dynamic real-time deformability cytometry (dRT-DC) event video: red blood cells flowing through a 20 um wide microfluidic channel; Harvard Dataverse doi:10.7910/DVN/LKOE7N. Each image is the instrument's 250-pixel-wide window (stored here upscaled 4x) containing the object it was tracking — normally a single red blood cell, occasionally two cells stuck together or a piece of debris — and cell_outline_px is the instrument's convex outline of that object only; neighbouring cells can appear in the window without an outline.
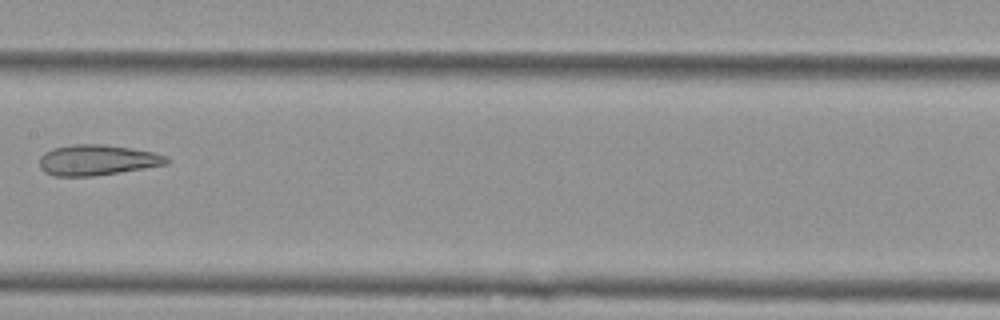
{"species": "Egyptian fruit bat (a non-hibernating species)", "species_latin": "Rousettus aegyptiacus", "temperature_condition": "cold", "stored_images_in_passage": 5, "camera_frame_rate_fps": 3000, "um_per_image_px": 0.085, "animal": {"sex": "female"}, "frame": {"image": 1, "passage_image": 4, "time_ms": 1.0, "image_size_px": [1000, 320], "cell_outline_px": [[172, 160], [168, 164], [120, 172], [92, 176], [52, 176], [44, 172], [40, 168], [40, 156], [44, 152], [52, 148], [76, 144], [104, 144], [132, 148], [152, 152], [168, 156]], "centroid_in_image_um": [8.27, 13.6], "position_along_channel_um": 199.1, "area_um2": 22.83}}
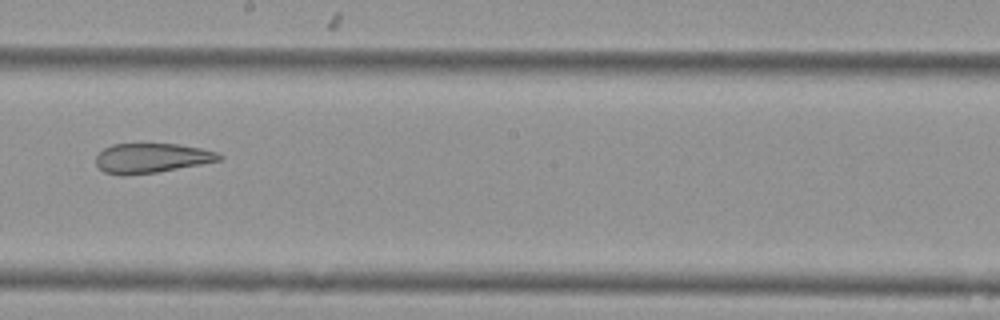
{"frame": {"image": 2, "passage_image": 5, "time_ms": 1.333, "image_size_px": [1000, 320], "cell_outline_px": [[224, 156], [220, 160], [200, 164], [156, 172], [124, 176], [120, 176], [104, 172], [96, 164], [96, 156], [104, 148], [112, 144], [180, 144], [200, 148], [216, 152]], "centroid_in_image_um": [12.85, 13.44], "position_along_channel_um": 235.3, "area_um2": 21.21}}